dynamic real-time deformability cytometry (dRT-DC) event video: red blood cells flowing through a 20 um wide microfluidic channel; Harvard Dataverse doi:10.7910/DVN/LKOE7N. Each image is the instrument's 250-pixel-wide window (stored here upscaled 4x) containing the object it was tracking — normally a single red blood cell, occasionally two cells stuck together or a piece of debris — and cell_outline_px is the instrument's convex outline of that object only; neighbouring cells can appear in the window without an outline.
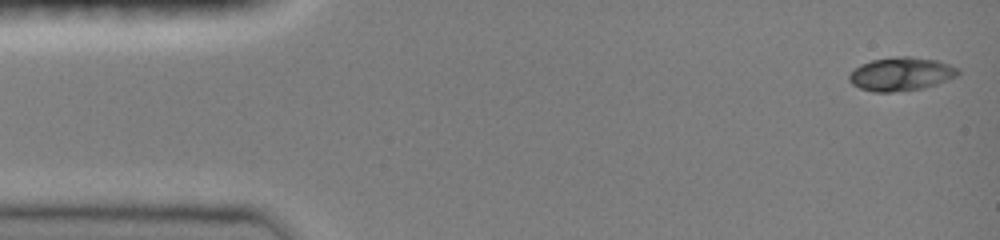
{"species": "common noctule bat (a hibernating species)", "species_latin": "Nyctalus noctula", "temperature_condition": "room temperature", "stored_images_in_passage": 46, "camera_frame_rate_fps": 3000, "um_per_image_px": 0.085, "animal": {"sex": "female", "body_mass_g": 19.0, "forearm_length_mm": 51.5}, "frame": {"image": 1, "passage_image": 1, "time_ms": 0.0, "image_size_px": [1000, 240], "cell_outline_px": [[960, 72], [956, 76], [948, 80], [936, 84], [920, 88], [892, 92], [872, 92], [860, 88], [852, 84], [848, 80], [848, 76], [860, 64], [872, 60], [896, 56], [908, 56], [936, 60], [960, 68]], "centroid_in_image_um": [76.58, 6.28], "position_along_channel_um": 8.4, "area_um2": 21.15}}
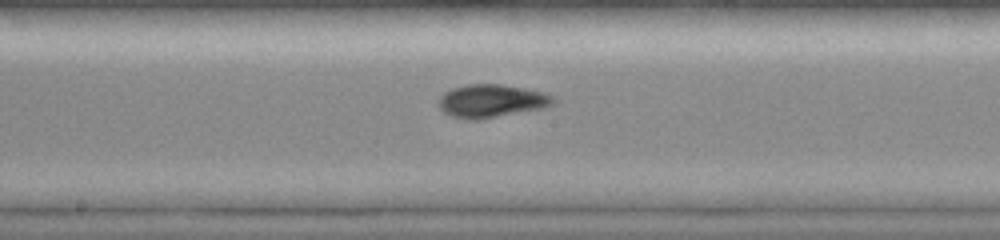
{"frame": {"image": 2, "passage_image": 24, "time_ms": 7.667, "image_size_px": [1000, 240], "cell_outline_px": [[556, 100], [552, 104], [544, 108], [480, 120], [468, 120], [452, 116], [444, 112], [436, 104], [440, 96], [444, 92], [452, 88], [468, 84], [500, 84], [544, 92], [552, 96]], "centroid_in_image_um": [41.74, 8.59], "position_along_channel_um": 206.5, "area_um2": 22.25}}
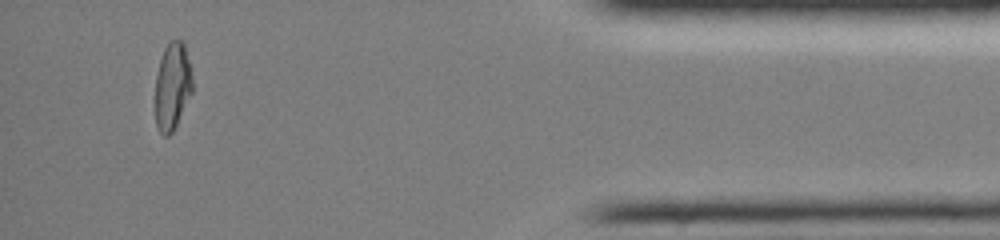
{"frame": {"image": 3, "passage_image": 43, "time_ms": 14.0, "image_size_px": [1000, 240], "cell_outline_px": [[192, 92], [172, 132], [168, 136], [164, 136], [160, 132], [156, 124], [156, 76], [160, 60], [164, 48], [168, 40], [180, 40], [184, 44], [188, 60], [192, 80]], "centroid_in_image_um": [14.64, 7.31], "position_along_channel_um": 420.6, "area_um2": 18.55}, "authors_computed_cell_mechanics": {"area_um2": 20.519, "velocity_mm_per_s": 4.0774, "shape_relaxation_time_tau1_ms": 4.9719, "shape_relaxation_time_tau2_ms": null, "deformation_change_tau1": 0.1853, "deformation_change_tau2": null}}